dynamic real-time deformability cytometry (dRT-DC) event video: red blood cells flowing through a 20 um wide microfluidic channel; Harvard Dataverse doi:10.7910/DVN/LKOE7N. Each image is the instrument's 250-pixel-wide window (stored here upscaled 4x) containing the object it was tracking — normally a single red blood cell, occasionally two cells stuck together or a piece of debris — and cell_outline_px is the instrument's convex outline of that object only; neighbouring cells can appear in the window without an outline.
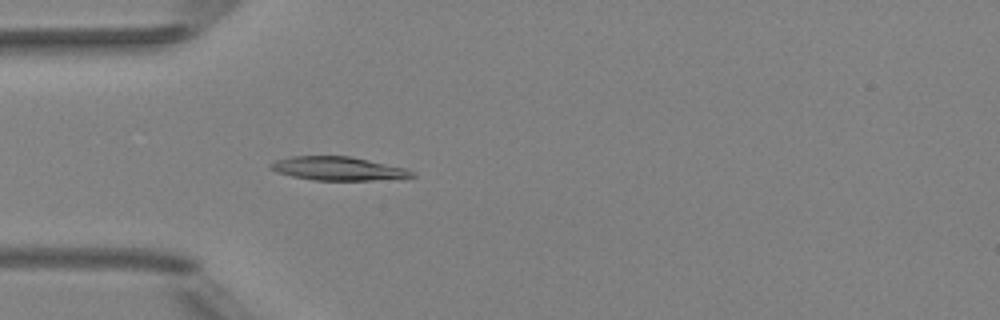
{"species": "Egyptian fruit bat (a non-hibernating species)", "species_latin": "Rousettus aegyptiacus", "temperature_condition": "room temperature", "stored_images_in_passage": 4, "camera_frame_rate_fps": 3000, "um_per_image_px": 0.085, "animal": {"sex": "female"}, "frame": {"image": 1, "passage_image": 4, "time_ms": 4.333, "image_size_px": [1000, 320], "cell_outline_px": [[416, 176], [372, 180], [312, 180], [292, 176], [276, 172], [268, 168], [268, 164], [276, 160], [292, 156], [352, 156], [404, 168], [416, 172]], "centroid_in_image_um": [28.68, 14.32], "position_along_channel_um": 56.3, "area_um2": 19.42}}